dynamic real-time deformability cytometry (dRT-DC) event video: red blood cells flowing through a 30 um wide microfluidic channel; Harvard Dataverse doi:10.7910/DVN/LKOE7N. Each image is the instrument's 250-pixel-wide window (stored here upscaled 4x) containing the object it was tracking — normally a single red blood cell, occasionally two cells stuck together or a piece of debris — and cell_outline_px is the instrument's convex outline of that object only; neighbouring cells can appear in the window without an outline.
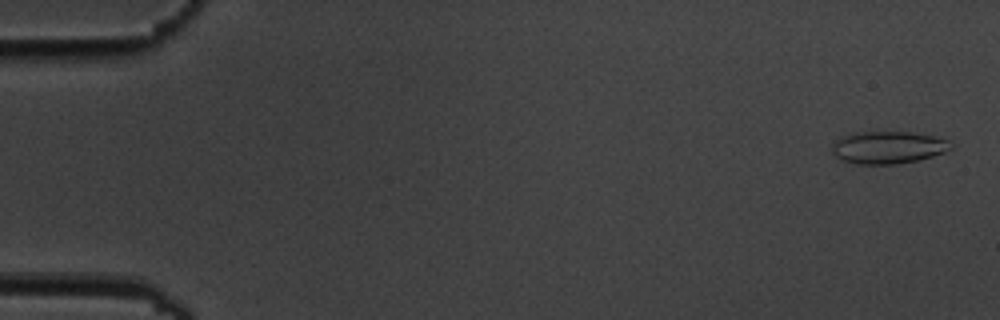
{"species": "common noctule bat (a hibernating species)", "species_latin": "Nyctalus noctula", "temperature_condition": "cold", "stored_images_in_passage": 6, "segment_of_instrument_passage": [1, 2], "camera_frame_rate_fps": 3000, "um_per_image_px": 0.085, "animal": {"sex": "male", "body_mass_g": 19.5, "forearm_length_mm": 54.6}, "frame": {"image": 1, "passage_image": 1, "time_ms": 0.0, "image_size_px": [1000, 320], "cell_outline_px": [[952, 148], [944, 152], [920, 160], [896, 164], [856, 164], [840, 160], [832, 152], [832, 144], [836, 140], [848, 132], [912, 132], [936, 136], [948, 140], [952, 144]], "centroid_in_image_um": [75.47, 12.53], "position_along_channel_um": 9.5, "area_um2": 22.72}}